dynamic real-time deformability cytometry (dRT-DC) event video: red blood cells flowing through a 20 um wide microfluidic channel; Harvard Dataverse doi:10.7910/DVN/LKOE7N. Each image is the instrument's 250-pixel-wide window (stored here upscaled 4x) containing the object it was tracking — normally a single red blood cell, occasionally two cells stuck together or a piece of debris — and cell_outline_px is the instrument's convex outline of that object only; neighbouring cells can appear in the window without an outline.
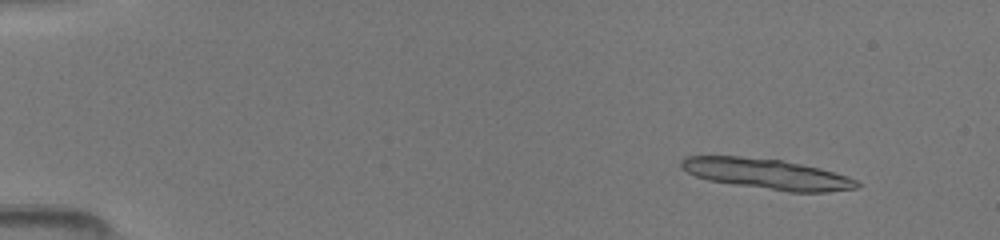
{"species": "common noctule bat (a hibernating species)", "species_latin": "Nyctalus noctula", "temperature_condition": "room temperature", "stored_images_in_passage": 12, "camera_frame_rate_fps": 3000, "um_per_image_px": 0.085, "animal": {"sex": "female", "body_mass_g": 19.5, "forearm_length_mm": 54.1}, "frame": {"image": 1, "passage_image": 4, "time_ms": 1.333, "image_size_px": [1000, 240], "cell_outline_px": [[860, 184], [856, 188], [824, 192], [788, 192], [708, 180], [696, 176], [680, 168], [680, 160], [684, 156], [740, 156], [780, 160], [800, 164], [848, 176], [856, 180]], "centroid_in_image_um": [65.13, 14.78], "position_along_channel_um": 19.9, "area_um2": 30.81}}